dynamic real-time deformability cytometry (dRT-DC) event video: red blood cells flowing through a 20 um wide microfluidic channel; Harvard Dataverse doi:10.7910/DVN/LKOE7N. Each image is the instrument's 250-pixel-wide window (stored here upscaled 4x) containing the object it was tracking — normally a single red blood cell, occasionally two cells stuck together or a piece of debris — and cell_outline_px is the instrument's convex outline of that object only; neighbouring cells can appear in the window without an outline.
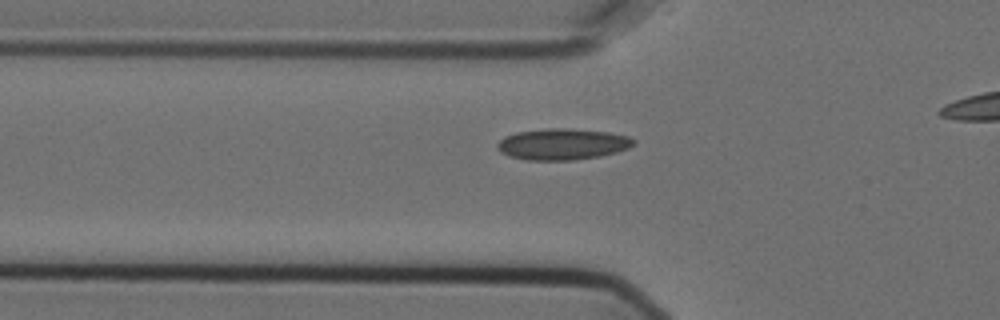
{"species": "Egyptian fruit bat (a non-hibernating species)", "species_latin": "Rousettus aegyptiacus", "temperature_condition": "cold", "stored_images_in_passage": 42, "camera_frame_rate_fps": 3000, "um_per_image_px": 0.085, "animal": {"sex": "female"}, "frame": {"image": 1, "passage_image": 12, "time_ms": 3.667, "image_size_px": [1000, 320], "cell_outline_px": [[636, 144], [628, 148], [616, 152], [600, 156], [572, 160], [528, 160], [508, 156], [500, 152], [496, 148], [496, 144], [504, 136], [516, 132], [548, 128], [568, 128], [608, 132], [628, 136], [636, 140]], "centroid_in_image_um": [47.79, 12.25], "position_along_channel_um": 78.0, "area_um2": 24.97}}
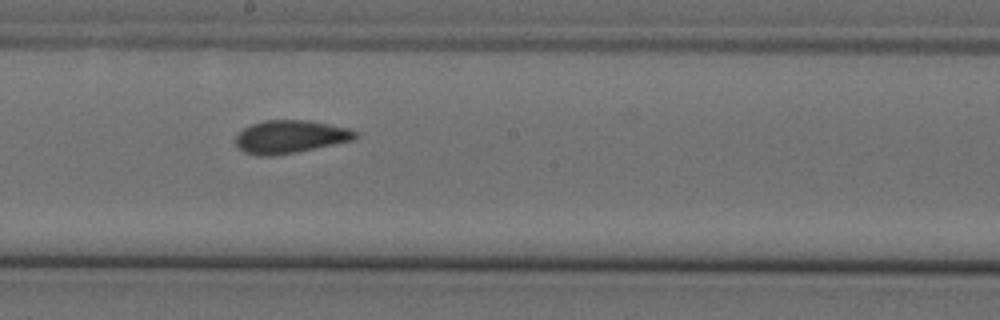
{"frame": {"image": 2, "passage_image": 24, "time_ms": 7.667, "image_size_px": [1000, 320], "cell_outline_px": [[360, 132], [356, 140], [272, 156], [256, 156], [244, 152], [236, 144], [236, 132], [252, 124], [264, 120], [308, 120], [348, 128]], "centroid_in_image_um": [24.68, 11.62], "position_along_channel_um": 223.5, "area_um2": 23.06}}
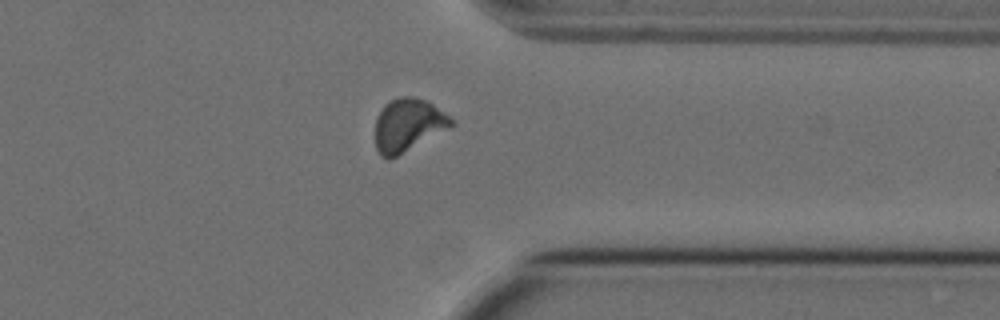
{"frame": {"image": 3, "passage_image": 37, "time_ms": 12.0, "image_size_px": [1000, 320], "cell_outline_px": [[456, 124], [396, 156], [388, 160], [380, 156], [376, 148], [376, 120], [384, 104], [400, 96], [412, 96], [428, 100], [456, 120]], "centroid_in_image_um": [34.71, 10.6], "position_along_channel_um": 376.7, "area_um2": 23.41}}